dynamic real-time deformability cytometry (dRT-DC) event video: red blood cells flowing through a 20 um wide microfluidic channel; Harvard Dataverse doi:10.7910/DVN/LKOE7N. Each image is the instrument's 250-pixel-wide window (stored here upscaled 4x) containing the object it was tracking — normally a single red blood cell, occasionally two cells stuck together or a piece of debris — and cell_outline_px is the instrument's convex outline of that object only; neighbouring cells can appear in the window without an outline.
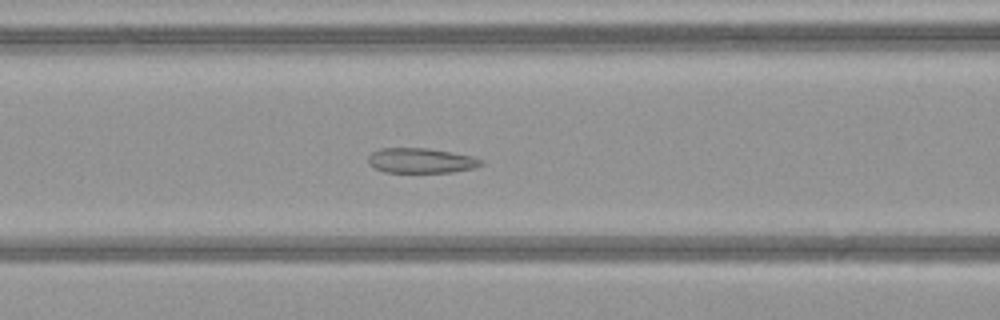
{"species": "common noctule bat (a hibernating species)", "species_latin": "Nyctalus noctula", "temperature_condition": "warm", "stored_images_in_passage": 43, "camera_frame_rate_fps": 3000, "um_per_image_px": 0.085, "animal": {"sex": "female", "body_mass_g": 21.9}, "frame": {"image": 1, "passage_image": 14, "time_ms": 4.333, "image_size_px": [1000, 320], "cell_outline_px": [[484, 164], [476, 168], [452, 172], [384, 172], [368, 164], [368, 156], [372, 152], [380, 148], [428, 148], [452, 152], [472, 156], [484, 160]], "centroid_in_image_um": [35.81, 13.65], "position_along_channel_um": 130.8, "area_um2": 16.59}}
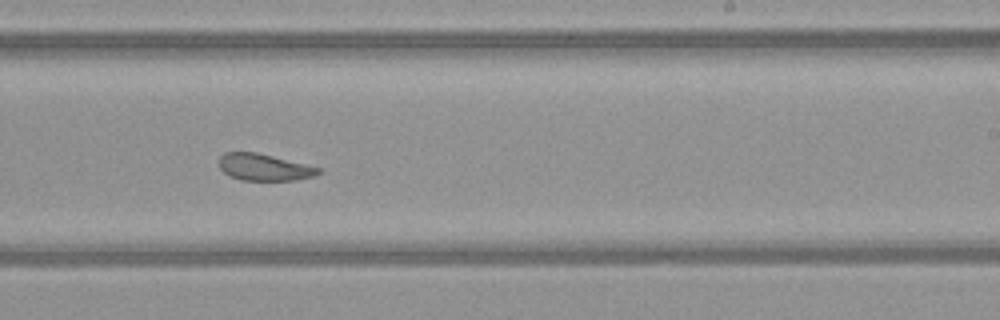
{"frame": {"image": 2, "passage_image": 24, "time_ms": 7.667, "image_size_px": [1000, 320], "cell_outline_px": [[320, 172], [312, 176], [296, 180], [240, 180], [228, 176], [220, 168], [220, 156], [224, 152], [256, 152], [320, 168]], "centroid_in_image_um": [22.39, 14.22], "position_along_channel_um": 266.6, "area_um2": 15.26}}
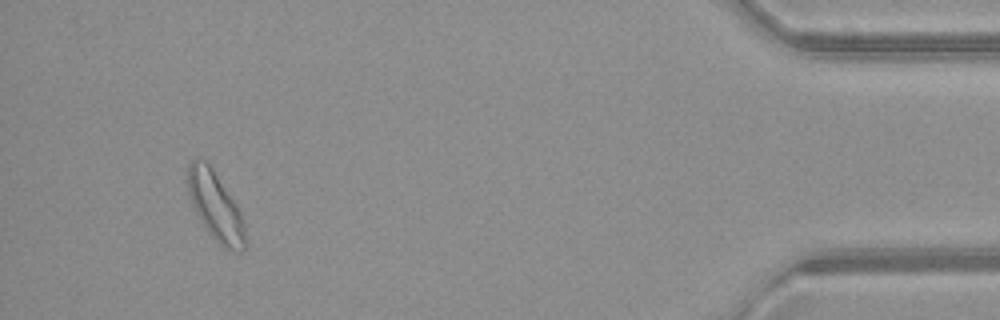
{"frame": {"image": 3, "passage_image": 40, "time_ms": 13.0, "image_size_px": [1000, 320], "cell_outline_px": [[244, 248], [240, 252], [224, 248], [208, 232], [200, 220], [192, 204], [188, 192], [188, 164], [192, 160], [204, 160], [212, 168], [240, 212], [244, 224]], "centroid_in_image_um": [18.29, 17.54], "position_along_channel_um": 416.9, "area_um2": 22.14}, "authors_computed_cell_mechanics": {"area_um2": 17.6868, "velocity_mm_per_s": 4.0803, "shape_relaxation_time_tau1_ms": null, "shape_relaxation_time_tau2_ms": 1.624, "deformation_change_tau1": null, "deformation_change_tau2": 0.0616}}